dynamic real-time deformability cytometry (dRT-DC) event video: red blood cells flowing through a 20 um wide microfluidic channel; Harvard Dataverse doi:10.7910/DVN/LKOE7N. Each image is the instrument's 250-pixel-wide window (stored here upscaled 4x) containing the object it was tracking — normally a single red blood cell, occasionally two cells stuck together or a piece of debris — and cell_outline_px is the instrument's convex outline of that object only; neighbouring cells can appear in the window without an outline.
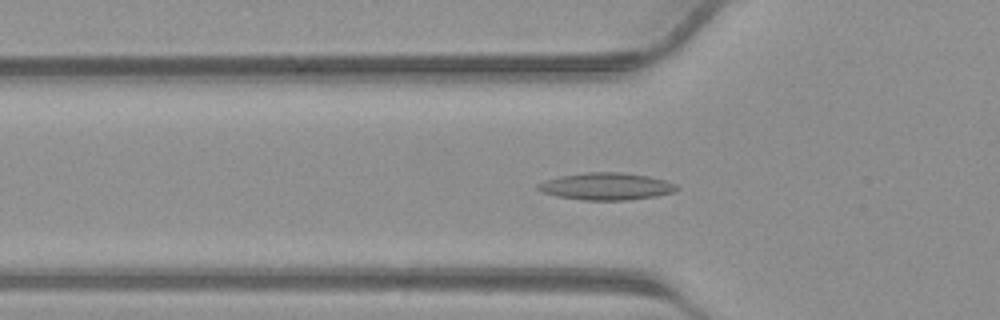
{"species": "common noctule bat (a hibernating species)", "species_latin": "Nyctalus noctula", "temperature_condition": "warm", "stored_images_in_passage": 41, "camera_frame_rate_fps": 3000, "um_per_image_px": 0.085, "animal": {"sex": "male", "body_mass_g": 23.1, "forearm_length_mm": 52.7}, "frame": {"image": 1, "passage_image": 14, "time_ms": 4.333, "image_size_px": [1000, 320], "cell_outline_px": [[680, 188], [676, 192], [656, 196], [628, 200], [584, 200], [556, 196], [544, 192], [536, 188], [536, 184], [560, 176], [588, 172], [620, 172], [648, 176], [664, 180], [676, 184]], "centroid_in_image_um": [51.58, 15.84], "position_along_channel_um": 74.2, "area_um2": 21.91}}
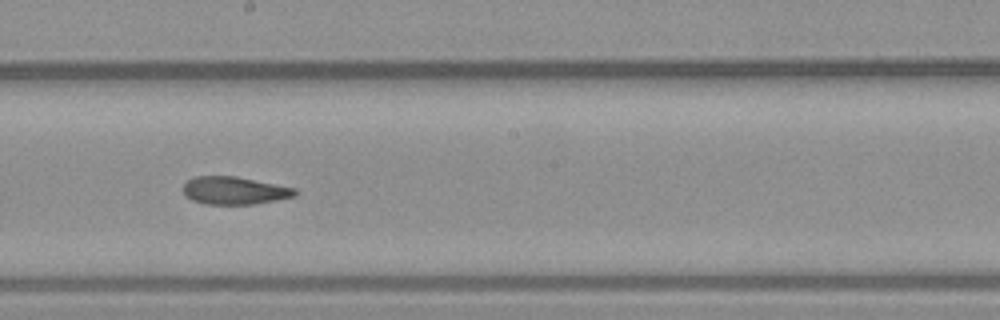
{"frame": {"image": 2, "passage_image": 23, "time_ms": 7.333, "image_size_px": [1000, 320], "cell_outline_px": [[296, 196], [256, 204], [204, 204], [192, 200], [184, 196], [184, 184], [188, 180], [196, 176], [236, 176], [296, 188]], "centroid_in_image_um": [19.92, 16.2], "position_along_channel_um": 228.3, "area_um2": 18.09}}
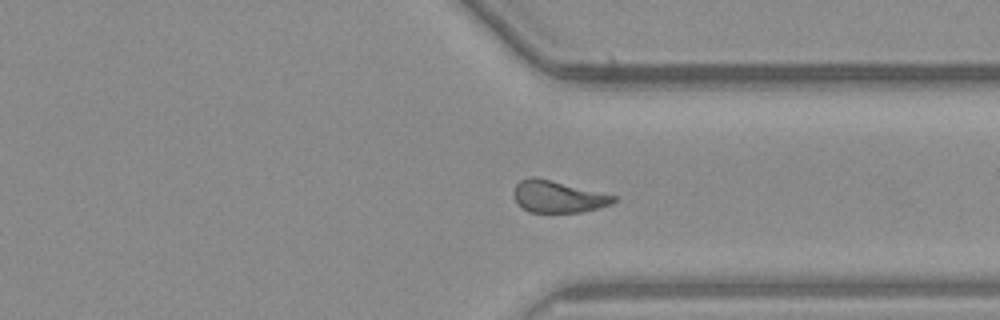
{"frame": {"image": 3, "passage_image": 31, "time_ms": 10.0, "image_size_px": [1000, 320], "cell_outline_px": [[616, 200], [612, 204], [580, 212], [528, 212], [516, 200], [512, 192], [516, 184], [520, 180], [532, 176], [536, 176], [616, 196]], "centroid_in_image_um": [47.4, 16.7], "position_along_channel_um": 364.0, "area_um2": 18.38}}